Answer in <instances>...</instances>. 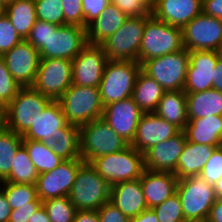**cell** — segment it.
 Masks as SVG:
<instances>
[{"instance_id": "19", "label": "cell", "mask_w": 222, "mask_h": 222, "mask_svg": "<svg viewBox=\"0 0 222 222\" xmlns=\"http://www.w3.org/2000/svg\"><path fill=\"white\" fill-rule=\"evenodd\" d=\"M37 115L33 125L22 136L23 140H35L50 145L55 143L57 135L63 133L70 125L66 120L59 101H51Z\"/></svg>"}, {"instance_id": "50", "label": "cell", "mask_w": 222, "mask_h": 222, "mask_svg": "<svg viewBox=\"0 0 222 222\" xmlns=\"http://www.w3.org/2000/svg\"><path fill=\"white\" fill-rule=\"evenodd\" d=\"M73 222H100L97 210H76Z\"/></svg>"}, {"instance_id": "23", "label": "cell", "mask_w": 222, "mask_h": 222, "mask_svg": "<svg viewBox=\"0 0 222 222\" xmlns=\"http://www.w3.org/2000/svg\"><path fill=\"white\" fill-rule=\"evenodd\" d=\"M140 184L148 208H154L176 193L178 178L174 173L145 169Z\"/></svg>"}, {"instance_id": "56", "label": "cell", "mask_w": 222, "mask_h": 222, "mask_svg": "<svg viewBox=\"0 0 222 222\" xmlns=\"http://www.w3.org/2000/svg\"><path fill=\"white\" fill-rule=\"evenodd\" d=\"M215 195L217 199H222V177L214 185Z\"/></svg>"}, {"instance_id": "60", "label": "cell", "mask_w": 222, "mask_h": 222, "mask_svg": "<svg viewBox=\"0 0 222 222\" xmlns=\"http://www.w3.org/2000/svg\"><path fill=\"white\" fill-rule=\"evenodd\" d=\"M185 222H203V221H185Z\"/></svg>"}, {"instance_id": "5", "label": "cell", "mask_w": 222, "mask_h": 222, "mask_svg": "<svg viewBox=\"0 0 222 222\" xmlns=\"http://www.w3.org/2000/svg\"><path fill=\"white\" fill-rule=\"evenodd\" d=\"M184 49L182 28L151 16L145 24L139 49V63Z\"/></svg>"}, {"instance_id": "18", "label": "cell", "mask_w": 222, "mask_h": 222, "mask_svg": "<svg viewBox=\"0 0 222 222\" xmlns=\"http://www.w3.org/2000/svg\"><path fill=\"white\" fill-rule=\"evenodd\" d=\"M218 57L213 50L189 51L185 93L202 92L213 88L214 68Z\"/></svg>"}, {"instance_id": "59", "label": "cell", "mask_w": 222, "mask_h": 222, "mask_svg": "<svg viewBox=\"0 0 222 222\" xmlns=\"http://www.w3.org/2000/svg\"><path fill=\"white\" fill-rule=\"evenodd\" d=\"M4 13V7L0 4V16Z\"/></svg>"}, {"instance_id": "13", "label": "cell", "mask_w": 222, "mask_h": 222, "mask_svg": "<svg viewBox=\"0 0 222 222\" xmlns=\"http://www.w3.org/2000/svg\"><path fill=\"white\" fill-rule=\"evenodd\" d=\"M182 36L188 51H215L222 44V20L201 12L182 28Z\"/></svg>"}, {"instance_id": "32", "label": "cell", "mask_w": 222, "mask_h": 222, "mask_svg": "<svg viewBox=\"0 0 222 222\" xmlns=\"http://www.w3.org/2000/svg\"><path fill=\"white\" fill-rule=\"evenodd\" d=\"M22 145L26 148L38 174L52 171L64 162L61 157L53 152L48 143L23 140Z\"/></svg>"}, {"instance_id": "40", "label": "cell", "mask_w": 222, "mask_h": 222, "mask_svg": "<svg viewBox=\"0 0 222 222\" xmlns=\"http://www.w3.org/2000/svg\"><path fill=\"white\" fill-rule=\"evenodd\" d=\"M21 88L0 56V113L12 101Z\"/></svg>"}, {"instance_id": "45", "label": "cell", "mask_w": 222, "mask_h": 222, "mask_svg": "<svg viewBox=\"0 0 222 222\" xmlns=\"http://www.w3.org/2000/svg\"><path fill=\"white\" fill-rule=\"evenodd\" d=\"M111 0H82V12L84 15V28L97 19L100 13L106 10Z\"/></svg>"}, {"instance_id": "28", "label": "cell", "mask_w": 222, "mask_h": 222, "mask_svg": "<svg viewBox=\"0 0 222 222\" xmlns=\"http://www.w3.org/2000/svg\"><path fill=\"white\" fill-rule=\"evenodd\" d=\"M154 113L183 131L188 123L184 90L165 91Z\"/></svg>"}, {"instance_id": "4", "label": "cell", "mask_w": 222, "mask_h": 222, "mask_svg": "<svg viewBox=\"0 0 222 222\" xmlns=\"http://www.w3.org/2000/svg\"><path fill=\"white\" fill-rule=\"evenodd\" d=\"M141 64L138 61L108 60L99 85L104 106L132 97Z\"/></svg>"}, {"instance_id": "20", "label": "cell", "mask_w": 222, "mask_h": 222, "mask_svg": "<svg viewBox=\"0 0 222 222\" xmlns=\"http://www.w3.org/2000/svg\"><path fill=\"white\" fill-rule=\"evenodd\" d=\"M180 131L174 124L157 116L154 112L143 113L130 145L144 154L150 147L174 137Z\"/></svg>"}, {"instance_id": "39", "label": "cell", "mask_w": 222, "mask_h": 222, "mask_svg": "<svg viewBox=\"0 0 222 222\" xmlns=\"http://www.w3.org/2000/svg\"><path fill=\"white\" fill-rule=\"evenodd\" d=\"M159 222H185L180 198L175 193L160 205L153 208Z\"/></svg>"}, {"instance_id": "47", "label": "cell", "mask_w": 222, "mask_h": 222, "mask_svg": "<svg viewBox=\"0 0 222 222\" xmlns=\"http://www.w3.org/2000/svg\"><path fill=\"white\" fill-rule=\"evenodd\" d=\"M41 205L42 201L37 197L31 202V206H15L10 214L9 222H28Z\"/></svg>"}, {"instance_id": "51", "label": "cell", "mask_w": 222, "mask_h": 222, "mask_svg": "<svg viewBox=\"0 0 222 222\" xmlns=\"http://www.w3.org/2000/svg\"><path fill=\"white\" fill-rule=\"evenodd\" d=\"M207 222H222V199H216L210 209Z\"/></svg>"}, {"instance_id": "8", "label": "cell", "mask_w": 222, "mask_h": 222, "mask_svg": "<svg viewBox=\"0 0 222 222\" xmlns=\"http://www.w3.org/2000/svg\"><path fill=\"white\" fill-rule=\"evenodd\" d=\"M178 194L186 221H206L216 198L214 185L200 175L179 179Z\"/></svg>"}, {"instance_id": "3", "label": "cell", "mask_w": 222, "mask_h": 222, "mask_svg": "<svg viewBox=\"0 0 222 222\" xmlns=\"http://www.w3.org/2000/svg\"><path fill=\"white\" fill-rule=\"evenodd\" d=\"M58 101L69 124L81 127L102 118L104 105L99 88L72 84Z\"/></svg>"}, {"instance_id": "53", "label": "cell", "mask_w": 222, "mask_h": 222, "mask_svg": "<svg viewBox=\"0 0 222 222\" xmlns=\"http://www.w3.org/2000/svg\"><path fill=\"white\" fill-rule=\"evenodd\" d=\"M130 222H159L153 208H147L138 216L130 218Z\"/></svg>"}, {"instance_id": "36", "label": "cell", "mask_w": 222, "mask_h": 222, "mask_svg": "<svg viewBox=\"0 0 222 222\" xmlns=\"http://www.w3.org/2000/svg\"><path fill=\"white\" fill-rule=\"evenodd\" d=\"M0 190L5 194V197L12 210L15 206H31L38 196L36 185L19 184L11 182H0Z\"/></svg>"}, {"instance_id": "1", "label": "cell", "mask_w": 222, "mask_h": 222, "mask_svg": "<svg viewBox=\"0 0 222 222\" xmlns=\"http://www.w3.org/2000/svg\"><path fill=\"white\" fill-rule=\"evenodd\" d=\"M52 100L32 87H22L1 111L0 122L9 130L23 136L33 125L39 111Z\"/></svg>"}, {"instance_id": "52", "label": "cell", "mask_w": 222, "mask_h": 222, "mask_svg": "<svg viewBox=\"0 0 222 222\" xmlns=\"http://www.w3.org/2000/svg\"><path fill=\"white\" fill-rule=\"evenodd\" d=\"M12 209L5 197V194L0 190V222H9Z\"/></svg>"}, {"instance_id": "31", "label": "cell", "mask_w": 222, "mask_h": 222, "mask_svg": "<svg viewBox=\"0 0 222 222\" xmlns=\"http://www.w3.org/2000/svg\"><path fill=\"white\" fill-rule=\"evenodd\" d=\"M4 13L19 36L26 40L37 21L34 0H14L4 8Z\"/></svg>"}, {"instance_id": "48", "label": "cell", "mask_w": 222, "mask_h": 222, "mask_svg": "<svg viewBox=\"0 0 222 222\" xmlns=\"http://www.w3.org/2000/svg\"><path fill=\"white\" fill-rule=\"evenodd\" d=\"M97 211L100 222H130V218L125 216L111 202L103 204Z\"/></svg>"}, {"instance_id": "44", "label": "cell", "mask_w": 222, "mask_h": 222, "mask_svg": "<svg viewBox=\"0 0 222 222\" xmlns=\"http://www.w3.org/2000/svg\"><path fill=\"white\" fill-rule=\"evenodd\" d=\"M64 11V25H78L84 27L82 0H62Z\"/></svg>"}, {"instance_id": "30", "label": "cell", "mask_w": 222, "mask_h": 222, "mask_svg": "<svg viewBox=\"0 0 222 222\" xmlns=\"http://www.w3.org/2000/svg\"><path fill=\"white\" fill-rule=\"evenodd\" d=\"M164 92L160 84L141 70L135 81L132 99L144 113H151L157 109Z\"/></svg>"}, {"instance_id": "26", "label": "cell", "mask_w": 222, "mask_h": 222, "mask_svg": "<svg viewBox=\"0 0 222 222\" xmlns=\"http://www.w3.org/2000/svg\"><path fill=\"white\" fill-rule=\"evenodd\" d=\"M187 141L220 147L222 137V116L188 119L183 130Z\"/></svg>"}, {"instance_id": "33", "label": "cell", "mask_w": 222, "mask_h": 222, "mask_svg": "<svg viewBox=\"0 0 222 222\" xmlns=\"http://www.w3.org/2000/svg\"><path fill=\"white\" fill-rule=\"evenodd\" d=\"M22 142L21 135L7 129L0 122V182L9 176L15 155L22 146Z\"/></svg>"}, {"instance_id": "35", "label": "cell", "mask_w": 222, "mask_h": 222, "mask_svg": "<svg viewBox=\"0 0 222 222\" xmlns=\"http://www.w3.org/2000/svg\"><path fill=\"white\" fill-rule=\"evenodd\" d=\"M38 172L35 169L26 148L22 145L16 155L9 176L3 182L36 184Z\"/></svg>"}, {"instance_id": "12", "label": "cell", "mask_w": 222, "mask_h": 222, "mask_svg": "<svg viewBox=\"0 0 222 222\" xmlns=\"http://www.w3.org/2000/svg\"><path fill=\"white\" fill-rule=\"evenodd\" d=\"M72 85V60L41 58L31 86L52 101H58Z\"/></svg>"}, {"instance_id": "16", "label": "cell", "mask_w": 222, "mask_h": 222, "mask_svg": "<svg viewBox=\"0 0 222 222\" xmlns=\"http://www.w3.org/2000/svg\"><path fill=\"white\" fill-rule=\"evenodd\" d=\"M14 80L21 87H31L39 67V51L27 40H22L1 56Z\"/></svg>"}, {"instance_id": "42", "label": "cell", "mask_w": 222, "mask_h": 222, "mask_svg": "<svg viewBox=\"0 0 222 222\" xmlns=\"http://www.w3.org/2000/svg\"><path fill=\"white\" fill-rule=\"evenodd\" d=\"M22 40L9 18L3 13L0 16V56L10 51Z\"/></svg>"}, {"instance_id": "38", "label": "cell", "mask_w": 222, "mask_h": 222, "mask_svg": "<svg viewBox=\"0 0 222 222\" xmlns=\"http://www.w3.org/2000/svg\"><path fill=\"white\" fill-rule=\"evenodd\" d=\"M37 20L64 25L62 0H34Z\"/></svg>"}, {"instance_id": "7", "label": "cell", "mask_w": 222, "mask_h": 222, "mask_svg": "<svg viewBox=\"0 0 222 222\" xmlns=\"http://www.w3.org/2000/svg\"><path fill=\"white\" fill-rule=\"evenodd\" d=\"M111 185L103 179L90 163L78 170L69 199L76 210H98L110 201Z\"/></svg>"}, {"instance_id": "15", "label": "cell", "mask_w": 222, "mask_h": 222, "mask_svg": "<svg viewBox=\"0 0 222 222\" xmlns=\"http://www.w3.org/2000/svg\"><path fill=\"white\" fill-rule=\"evenodd\" d=\"M107 61L101 45L88 43L72 60V84L99 88Z\"/></svg>"}, {"instance_id": "22", "label": "cell", "mask_w": 222, "mask_h": 222, "mask_svg": "<svg viewBox=\"0 0 222 222\" xmlns=\"http://www.w3.org/2000/svg\"><path fill=\"white\" fill-rule=\"evenodd\" d=\"M202 12V0H154L151 15L172 26L183 28Z\"/></svg>"}, {"instance_id": "49", "label": "cell", "mask_w": 222, "mask_h": 222, "mask_svg": "<svg viewBox=\"0 0 222 222\" xmlns=\"http://www.w3.org/2000/svg\"><path fill=\"white\" fill-rule=\"evenodd\" d=\"M202 12L222 20V0H202Z\"/></svg>"}, {"instance_id": "11", "label": "cell", "mask_w": 222, "mask_h": 222, "mask_svg": "<svg viewBox=\"0 0 222 222\" xmlns=\"http://www.w3.org/2000/svg\"><path fill=\"white\" fill-rule=\"evenodd\" d=\"M88 44L87 29L78 25L48 23L46 46L40 51V58H61L73 60Z\"/></svg>"}, {"instance_id": "29", "label": "cell", "mask_w": 222, "mask_h": 222, "mask_svg": "<svg viewBox=\"0 0 222 222\" xmlns=\"http://www.w3.org/2000/svg\"><path fill=\"white\" fill-rule=\"evenodd\" d=\"M188 119L222 116V92L208 89L202 92L186 93Z\"/></svg>"}, {"instance_id": "24", "label": "cell", "mask_w": 222, "mask_h": 222, "mask_svg": "<svg viewBox=\"0 0 222 222\" xmlns=\"http://www.w3.org/2000/svg\"><path fill=\"white\" fill-rule=\"evenodd\" d=\"M109 202L129 218L138 216L148 208L140 178L113 184L110 190Z\"/></svg>"}, {"instance_id": "2", "label": "cell", "mask_w": 222, "mask_h": 222, "mask_svg": "<svg viewBox=\"0 0 222 222\" xmlns=\"http://www.w3.org/2000/svg\"><path fill=\"white\" fill-rule=\"evenodd\" d=\"M90 164L111 186L118 182L139 179L145 170L144 154L131 145L119 152L99 156Z\"/></svg>"}, {"instance_id": "34", "label": "cell", "mask_w": 222, "mask_h": 222, "mask_svg": "<svg viewBox=\"0 0 222 222\" xmlns=\"http://www.w3.org/2000/svg\"><path fill=\"white\" fill-rule=\"evenodd\" d=\"M80 140V127L70 124L50 147L63 160L81 159Z\"/></svg>"}, {"instance_id": "58", "label": "cell", "mask_w": 222, "mask_h": 222, "mask_svg": "<svg viewBox=\"0 0 222 222\" xmlns=\"http://www.w3.org/2000/svg\"><path fill=\"white\" fill-rule=\"evenodd\" d=\"M14 0H0V4L5 8Z\"/></svg>"}, {"instance_id": "10", "label": "cell", "mask_w": 222, "mask_h": 222, "mask_svg": "<svg viewBox=\"0 0 222 222\" xmlns=\"http://www.w3.org/2000/svg\"><path fill=\"white\" fill-rule=\"evenodd\" d=\"M152 15L128 17L124 24L100 45L108 60L138 61L146 21Z\"/></svg>"}, {"instance_id": "14", "label": "cell", "mask_w": 222, "mask_h": 222, "mask_svg": "<svg viewBox=\"0 0 222 222\" xmlns=\"http://www.w3.org/2000/svg\"><path fill=\"white\" fill-rule=\"evenodd\" d=\"M81 159L64 160L54 170L38 174L36 181L37 196L41 201L69 196L79 168L84 164Z\"/></svg>"}, {"instance_id": "17", "label": "cell", "mask_w": 222, "mask_h": 222, "mask_svg": "<svg viewBox=\"0 0 222 222\" xmlns=\"http://www.w3.org/2000/svg\"><path fill=\"white\" fill-rule=\"evenodd\" d=\"M143 113L132 97H129L104 106L102 118L130 145L135 137L136 129Z\"/></svg>"}, {"instance_id": "54", "label": "cell", "mask_w": 222, "mask_h": 222, "mask_svg": "<svg viewBox=\"0 0 222 222\" xmlns=\"http://www.w3.org/2000/svg\"><path fill=\"white\" fill-rule=\"evenodd\" d=\"M213 89L222 92V62L218 61L214 68Z\"/></svg>"}, {"instance_id": "37", "label": "cell", "mask_w": 222, "mask_h": 222, "mask_svg": "<svg viewBox=\"0 0 222 222\" xmlns=\"http://www.w3.org/2000/svg\"><path fill=\"white\" fill-rule=\"evenodd\" d=\"M51 222H73L76 208L69 196L47 199L42 202Z\"/></svg>"}, {"instance_id": "46", "label": "cell", "mask_w": 222, "mask_h": 222, "mask_svg": "<svg viewBox=\"0 0 222 222\" xmlns=\"http://www.w3.org/2000/svg\"><path fill=\"white\" fill-rule=\"evenodd\" d=\"M48 37V22L37 20L31 28L26 40L38 51L46 46Z\"/></svg>"}, {"instance_id": "57", "label": "cell", "mask_w": 222, "mask_h": 222, "mask_svg": "<svg viewBox=\"0 0 222 222\" xmlns=\"http://www.w3.org/2000/svg\"><path fill=\"white\" fill-rule=\"evenodd\" d=\"M218 60L222 62V44L215 50Z\"/></svg>"}, {"instance_id": "55", "label": "cell", "mask_w": 222, "mask_h": 222, "mask_svg": "<svg viewBox=\"0 0 222 222\" xmlns=\"http://www.w3.org/2000/svg\"><path fill=\"white\" fill-rule=\"evenodd\" d=\"M28 222H51L43 204L32 215V218Z\"/></svg>"}, {"instance_id": "27", "label": "cell", "mask_w": 222, "mask_h": 222, "mask_svg": "<svg viewBox=\"0 0 222 222\" xmlns=\"http://www.w3.org/2000/svg\"><path fill=\"white\" fill-rule=\"evenodd\" d=\"M127 19L128 16L111 3L106 10L100 13L97 19L87 27L88 43L100 45L108 37L113 35Z\"/></svg>"}, {"instance_id": "25", "label": "cell", "mask_w": 222, "mask_h": 222, "mask_svg": "<svg viewBox=\"0 0 222 222\" xmlns=\"http://www.w3.org/2000/svg\"><path fill=\"white\" fill-rule=\"evenodd\" d=\"M217 147L186 141L174 175L179 179L200 175Z\"/></svg>"}, {"instance_id": "6", "label": "cell", "mask_w": 222, "mask_h": 222, "mask_svg": "<svg viewBox=\"0 0 222 222\" xmlns=\"http://www.w3.org/2000/svg\"><path fill=\"white\" fill-rule=\"evenodd\" d=\"M80 139V157L85 163L102 155L119 152L129 145L103 118L82 125Z\"/></svg>"}, {"instance_id": "21", "label": "cell", "mask_w": 222, "mask_h": 222, "mask_svg": "<svg viewBox=\"0 0 222 222\" xmlns=\"http://www.w3.org/2000/svg\"><path fill=\"white\" fill-rule=\"evenodd\" d=\"M186 141L185 132L180 131L174 137L150 147L144 153L145 169L175 173L178 159Z\"/></svg>"}, {"instance_id": "41", "label": "cell", "mask_w": 222, "mask_h": 222, "mask_svg": "<svg viewBox=\"0 0 222 222\" xmlns=\"http://www.w3.org/2000/svg\"><path fill=\"white\" fill-rule=\"evenodd\" d=\"M154 0H111L128 17L151 15Z\"/></svg>"}, {"instance_id": "9", "label": "cell", "mask_w": 222, "mask_h": 222, "mask_svg": "<svg viewBox=\"0 0 222 222\" xmlns=\"http://www.w3.org/2000/svg\"><path fill=\"white\" fill-rule=\"evenodd\" d=\"M189 51L184 48L161 57L145 60L141 70L165 91L183 90L186 82Z\"/></svg>"}, {"instance_id": "43", "label": "cell", "mask_w": 222, "mask_h": 222, "mask_svg": "<svg viewBox=\"0 0 222 222\" xmlns=\"http://www.w3.org/2000/svg\"><path fill=\"white\" fill-rule=\"evenodd\" d=\"M200 176L208 183L215 185L222 177V147H217L207 161Z\"/></svg>"}]
</instances>
